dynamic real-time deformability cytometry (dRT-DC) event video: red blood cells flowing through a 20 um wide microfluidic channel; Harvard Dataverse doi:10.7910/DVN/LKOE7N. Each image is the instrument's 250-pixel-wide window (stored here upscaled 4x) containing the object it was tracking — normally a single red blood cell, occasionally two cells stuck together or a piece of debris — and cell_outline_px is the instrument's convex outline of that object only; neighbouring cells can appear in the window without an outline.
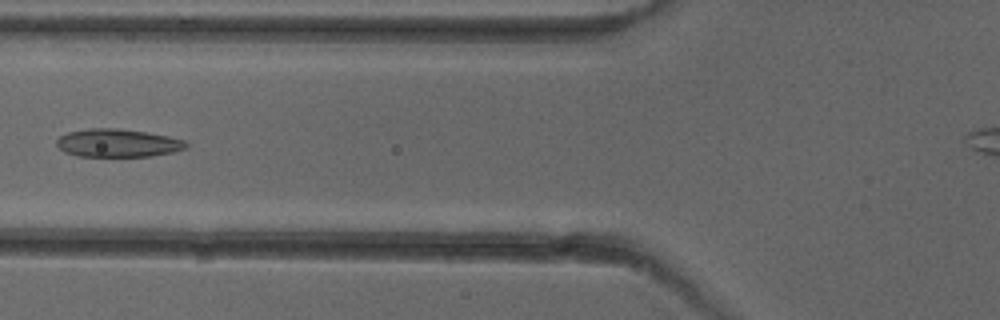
{"species": "common noctule bat (a hibernating species)", "species_latin": "Nyctalus noctula", "temperature_condition": "cold", "stored_images_in_passage": 6, "camera_frame_rate_fps": 3000, "um_per_image_px": 0.085, "animal": {"sex": "female"}, "frame": {"image": 1, "passage_image": 6, "time_ms": 6.333, "image_size_px": [1000, 320], "cell_outline_px": [[188, 148], [172, 152], [152, 156], [80, 156], [64, 152], [56, 144], [56, 140], [60, 136], [68, 132], [92, 128], [120, 128], [168, 136], [184, 140], [188, 144]], "centroid_in_image_um": [10.02, 12.15], "position_along_channel_um": 115.8, "area_um2": 21.1}}